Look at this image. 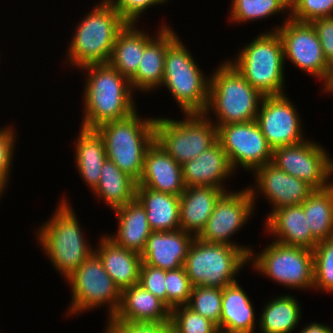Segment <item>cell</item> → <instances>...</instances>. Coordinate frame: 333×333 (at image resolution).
Here are the masks:
<instances>
[{
  "label": "cell",
  "instance_id": "cell-22",
  "mask_svg": "<svg viewBox=\"0 0 333 333\" xmlns=\"http://www.w3.org/2000/svg\"><path fill=\"white\" fill-rule=\"evenodd\" d=\"M156 38L146 45L136 74L129 80L131 88L144 92L154 90L162 85L164 60L167 48L178 38L167 25H162Z\"/></svg>",
  "mask_w": 333,
  "mask_h": 333
},
{
  "label": "cell",
  "instance_id": "cell-26",
  "mask_svg": "<svg viewBox=\"0 0 333 333\" xmlns=\"http://www.w3.org/2000/svg\"><path fill=\"white\" fill-rule=\"evenodd\" d=\"M113 211L117 214L119 226L116 235L106 236L116 245L141 254L153 232L147 220L146 210L135 199Z\"/></svg>",
  "mask_w": 333,
  "mask_h": 333
},
{
  "label": "cell",
  "instance_id": "cell-36",
  "mask_svg": "<svg viewBox=\"0 0 333 333\" xmlns=\"http://www.w3.org/2000/svg\"><path fill=\"white\" fill-rule=\"evenodd\" d=\"M312 251L314 289L333 293V237L318 242Z\"/></svg>",
  "mask_w": 333,
  "mask_h": 333
},
{
  "label": "cell",
  "instance_id": "cell-18",
  "mask_svg": "<svg viewBox=\"0 0 333 333\" xmlns=\"http://www.w3.org/2000/svg\"><path fill=\"white\" fill-rule=\"evenodd\" d=\"M137 187H147L176 196H180L185 189L182 166L156 141L145 153L143 172Z\"/></svg>",
  "mask_w": 333,
  "mask_h": 333
},
{
  "label": "cell",
  "instance_id": "cell-31",
  "mask_svg": "<svg viewBox=\"0 0 333 333\" xmlns=\"http://www.w3.org/2000/svg\"><path fill=\"white\" fill-rule=\"evenodd\" d=\"M137 181L108 158L105 160L99 183L92 191L113 210L135 200Z\"/></svg>",
  "mask_w": 333,
  "mask_h": 333
},
{
  "label": "cell",
  "instance_id": "cell-2",
  "mask_svg": "<svg viewBox=\"0 0 333 333\" xmlns=\"http://www.w3.org/2000/svg\"><path fill=\"white\" fill-rule=\"evenodd\" d=\"M213 73L204 114L215 113L214 125L256 120L264 96L226 60Z\"/></svg>",
  "mask_w": 333,
  "mask_h": 333
},
{
  "label": "cell",
  "instance_id": "cell-20",
  "mask_svg": "<svg viewBox=\"0 0 333 333\" xmlns=\"http://www.w3.org/2000/svg\"><path fill=\"white\" fill-rule=\"evenodd\" d=\"M181 166L185 187L210 186L226 190L222 181H226L224 179L229 178L234 172L218 140L195 159Z\"/></svg>",
  "mask_w": 333,
  "mask_h": 333
},
{
  "label": "cell",
  "instance_id": "cell-27",
  "mask_svg": "<svg viewBox=\"0 0 333 333\" xmlns=\"http://www.w3.org/2000/svg\"><path fill=\"white\" fill-rule=\"evenodd\" d=\"M135 199L146 210L152 231L179 230L180 196L162 193L147 187H137Z\"/></svg>",
  "mask_w": 333,
  "mask_h": 333
},
{
  "label": "cell",
  "instance_id": "cell-16",
  "mask_svg": "<svg viewBox=\"0 0 333 333\" xmlns=\"http://www.w3.org/2000/svg\"><path fill=\"white\" fill-rule=\"evenodd\" d=\"M286 95L264 96L256 118L273 150L301 143L305 139L297 108Z\"/></svg>",
  "mask_w": 333,
  "mask_h": 333
},
{
  "label": "cell",
  "instance_id": "cell-35",
  "mask_svg": "<svg viewBox=\"0 0 333 333\" xmlns=\"http://www.w3.org/2000/svg\"><path fill=\"white\" fill-rule=\"evenodd\" d=\"M221 304V288L194 286L187 306L204 318L211 320L220 329Z\"/></svg>",
  "mask_w": 333,
  "mask_h": 333
},
{
  "label": "cell",
  "instance_id": "cell-25",
  "mask_svg": "<svg viewBox=\"0 0 333 333\" xmlns=\"http://www.w3.org/2000/svg\"><path fill=\"white\" fill-rule=\"evenodd\" d=\"M94 253L115 285L122 291L139 282L141 254L116 245L108 236H101Z\"/></svg>",
  "mask_w": 333,
  "mask_h": 333
},
{
  "label": "cell",
  "instance_id": "cell-30",
  "mask_svg": "<svg viewBox=\"0 0 333 333\" xmlns=\"http://www.w3.org/2000/svg\"><path fill=\"white\" fill-rule=\"evenodd\" d=\"M75 146V163L83 181L93 191L107 159L104 140L95 129L81 128Z\"/></svg>",
  "mask_w": 333,
  "mask_h": 333
},
{
  "label": "cell",
  "instance_id": "cell-10",
  "mask_svg": "<svg viewBox=\"0 0 333 333\" xmlns=\"http://www.w3.org/2000/svg\"><path fill=\"white\" fill-rule=\"evenodd\" d=\"M250 261H253L256 271L284 287L314 288V258L313 251L309 248L286 245L273 240L259 254H255L252 249L249 263Z\"/></svg>",
  "mask_w": 333,
  "mask_h": 333
},
{
  "label": "cell",
  "instance_id": "cell-21",
  "mask_svg": "<svg viewBox=\"0 0 333 333\" xmlns=\"http://www.w3.org/2000/svg\"><path fill=\"white\" fill-rule=\"evenodd\" d=\"M170 308L140 284L121 291L118 311L109 322L170 323Z\"/></svg>",
  "mask_w": 333,
  "mask_h": 333
},
{
  "label": "cell",
  "instance_id": "cell-40",
  "mask_svg": "<svg viewBox=\"0 0 333 333\" xmlns=\"http://www.w3.org/2000/svg\"><path fill=\"white\" fill-rule=\"evenodd\" d=\"M164 283L165 270L151 265H146L142 262L138 284L167 305V293Z\"/></svg>",
  "mask_w": 333,
  "mask_h": 333
},
{
  "label": "cell",
  "instance_id": "cell-15",
  "mask_svg": "<svg viewBox=\"0 0 333 333\" xmlns=\"http://www.w3.org/2000/svg\"><path fill=\"white\" fill-rule=\"evenodd\" d=\"M285 20L278 28L272 29L281 37L284 58H289L293 65L302 71L324 81L329 64L315 28L309 22L291 19L290 14Z\"/></svg>",
  "mask_w": 333,
  "mask_h": 333
},
{
  "label": "cell",
  "instance_id": "cell-46",
  "mask_svg": "<svg viewBox=\"0 0 333 333\" xmlns=\"http://www.w3.org/2000/svg\"><path fill=\"white\" fill-rule=\"evenodd\" d=\"M323 82L325 84H333V61L331 63H329L328 73Z\"/></svg>",
  "mask_w": 333,
  "mask_h": 333
},
{
  "label": "cell",
  "instance_id": "cell-3",
  "mask_svg": "<svg viewBox=\"0 0 333 333\" xmlns=\"http://www.w3.org/2000/svg\"><path fill=\"white\" fill-rule=\"evenodd\" d=\"M68 200L62 199L55 213L37 232L41 248L52 266L66 279L94 253Z\"/></svg>",
  "mask_w": 333,
  "mask_h": 333
},
{
  "label": "cell",
  "instance_id": "cell-28",
  "mask_svg": "<svg viewBox=\"0 0 333 333\" xmlns=\"http://www.w3.org/2000/svg\"><path fill=\"white\" fill-rule=\"evenodd\" d=\"M254 313L251 300L237 282L222 288L221 330L254 333L256 328Z\"/></svg>",
  "mask_w": 333,
  "mask_h": 333
},
{
  "label": "cell",
  "instance_id": "cell-44",
  "mask_svg": "<svg viewBox=\"0 0 333 333\" xmlns=\"http://www.w3.org/2000/svg\"><path fill=\"white\" fill-rule=\"evenodd\" d=\"M105 333H160L170 323L155 322H107Z\"/></svg>",
  "mask_w": 333,
  "mask_h": 333
},
{
  "label": "cell",
  "instance_id": "cell-43",
  "mask_svg": "<svg viewBox=\"0 0 333 333\" xmlns=\"http://www.w3.org/2000/svg\"><path fill=\"white\" fill-rule=\"evenodd\" d=\"M321 43L326 61H333V16L318 18L311 22Z\"/></svg>",
  "mask_w": 333,
  "mask_h": 333
},
{
  "label": "cell",
  "instance_id": "cell-42",
  "mask_svg": "<svg viewBox=\"0 0 333 333\" xmlns=\"http://www.w3.org/2000/svg\"><path fill=\"white\" fill-rule=\"evenodd\" d=\"M0 177H3L8 182L10 176L11 163L13 161V150H15V132L11 126L9 128H0Z\"/></svg>",
  "mask_w": 333,
  "mask_h": 333
},
{
  "label": "cell",
  "instance_id": "cell-7",
  "mask_svg": "<svg viewBox=\"0 0 333 333\" xmlns=\"http://www.w3.org/2000/svg\"><path fill=\"white\" fill-rule=\"evenodd\" d=\"M248 261L249 255L241 247L208 243L195 237L183 267L192 287L222 289L237 282L235 275Z\"/></svg>",
  "mask_w": 333,
  "mask_h": 333
},
{
  "label": "cell",
  "instance_id": "cell-8",
  "mask_svg": "<svg viewBox=\"0 0 333 333\" xmlns=\"http://www.w3.org/2000/svg\"><path fill=\"white\" fill-rule=\"evenodd\" d=\"M200 70L178 37L165 54L162 86L171 92L184 114L206 110L210 79Z\"/></svg>",
  "mask_w": 333,
  "mask_h": 333
},
{
  "label": "cell",
  "instance_id": "cell-12",
  "mask_svg": "<svg viewBox=\"0 0 333 333\" xmlns=\"http://www.w3.org/2000/svg\"><path fill=\"white\" fill-rule=\"evenodd\" d=\"M256 193L252 186L239 192H225L216 203L205 228L197 238L208 243L241 247L249 255L252 250L250 247L239 246L229 239L250 218L255 209Z\"/></svg>",
  "mask_w": 333,
  "mask_h": 333
},
{
  "label": "cell",
  "instance_id": "cell-49",
  "mask_svg": "<svg viewBox=\"0 0 333 333\" xmlns=\"http://www.w3.org/2000/svg\"><path fill=\"white\" fill-rule=\"evenodd\" d=\"M324 86H325V87L323 88V89H324V92H327V93H328V92H329V93L332 92V93H333V84H324Z\"/></svg>",
  "mask_w": 333,
  "mask_h": 333
},
{
  "label": "cell",
  "instance_id": "cell-41",
  "mask_svg": "<svg viewBox=\"0 0 333 333\" xmlns=\"http://www.w3.org/2000/svg\"><path fill=\"white\" fill-rule=\"evenodd\" d=\"M127 23H135L146 9L153 5L167 3L168 0H107Z\"/></svg>",
  "mask_w": 333,
  "mask_h": 333
},
{
  "label": "cell",
  "instance_id": "cell-34",
  "mask_svg": "<svg viewBox=\"0 0 333 333\" xmlns=\"http://www.w3.org/2000/svg\"><path fill=\"white\" fill-rule=\"evenodd\" d=\"M229 22H248L290 11V0H233ZM279 12V13H278Z\"/></svg>",
  "mask_w": 333,
  "mask_h": 333
},
{
  "label": "cell",
  "instance_id": "cell-38",
  "mask_svg": "<svg viewBox=\"0 0 333 333\" xmlns=\"http://www.w3.org/2000/svg\"><path fill=\"white\" fill-rule=\"evenodd\" d=\"M165 289L167 293V306L170 310L174 307L189 303L192 285L184 267L176 270L165 271Z\"/></svg>",
  "mask_w": 333,
  "mask_h": 333
},
{
  "label": "cell",
  "instance_id": "cell-6",
  "mask_svg": "<svg viewBox=\"0 0 333 333\" xmlns=\"http://www.w3.org/2000/svg\"><path fill=\"white\" fill-rule=\"evenodd\" d=\"M281 37L277 31L265 32L228 61L263 96L285 94L283 88L286 62Z\"/></svg>",
  "mask_w": 333,
  "mask_h": 333
},
{
  "label": "cell",
  "instance_id": "cell-24",
  "mask_svg": "<svg viewBox=\"0 0 333 333\" xmlns=\"http://www.w3.org/2000/svg\"><path fill=\"white\" fill-rule=\"evenodd\" d=\"M225 192L210 186L185 187L180 195L179 229L197 237Z\"/></svg>",
  "mask_w": 333,
  "mask_h": 333
},
{
  "label": "cell",
  "instance_id": "cell-32",
  "mask_svg": "<svg viewBox=\"0 0 333 333\" xmlns=\"http://www.w3.org/2000/svg\"><path fill=\"white\" fill-rule=\"evenodd\" d=\"M312 237L323 241L333 237V183L323 189H315L301 204Z\"/></svg>",
  "mask_w": 333,
  "mask_h": 333
},
{
  "label": "cell",
  "instance_id": "cell-37",
  "mask_svg": "<svg viewBox=\"0 0 333 333\" xmlns=\"http://www.w3.org/2000/svg\"><path fill=\"white\" fill-rule=\"evenodd\" d=\"M170 325L177 333H216L218 331L215 323L194 312L187 305L171 309Z\"/></svg>",
  "mask_w": 333,
  "mask_h": 333
},
{
  "label": "cell",
  "instance_id": "cell-19",
  "mask_svg": "<svg viewBox=\"0 0 333 333\" xmlns=\"http://www.w3.org/2000/svg\"><path fill=\"white\" fill-rule=\"evenodd\" d=\"M194 239V235L180 229L171 232L153 231L141 253L142 262L165 271L179 269L183 267Z\"/></svg>",
  "mask_w": 333,
  "mask_h": 333
},
{
  "label": "cell",
  "instance_id": "cell-39",
  "mask_svg": "<svg viewBox=\"0 0 333 333\" xmlns=\"http://www.w3.org/2000/svg\"><path fill=\"white\" fill-rule=\"evenodd\" d=\"M290 18L309 22L333 16V0H290Z\"/></svg>",
  "mask_w": 333,
  "mask_h": 333
},
{
  "label": "cell",
  "instance_id": "cell-17",
  "mask_svg": "<svg viewBox=\"0 0 333 333\" xmlns=\"http://www.w3.org/2000/svg\"><path fill=\"white\" fill-rule=\"evenodd\" d=\"M258 192L271 202L272 211L283 206L301 205L315 190L307 182L267 163L254 171Z\"/></svg>",
  "mask_w": 333,
  "mask_h": 333
},
{
  "label": "cell",
  "instance_id": "cell-5",
  "mask_svg": "<svg viewBox=\"0 0 333 333\" xmlns=\"http://www.w3.org/2000/svg\"><path fill=\"white\" fill-rule=\"evenodd\" d=\"M70 46L68 61L78 68L108 63L118 33L127 22L103 0L78 23Z\"/></svg>",
  "mask_w": 333,
  "mask_h": 333
},
{
  "label": "cell",
  "instance_id": "cell-1",
  "mask_svg": "<svg viewBox=\"0 0 333 333\" xmlns=\"http://www.w3.org/2000/svg\"><path fill=\"white\" fill-rule=\"evenodd\" d=\"M82 69L88 74L81 128L96 129L101 124L126 118L137 110L129 80L108 63L90 64Z\"/></svg>",
  "mask_w": 333,
  "mask_h": 333
},
{
  "label": "cell",
  "instance_id": "cell-33",
  "mask_svg": "<svg viewBox=\"0 0 333 333\" xmlns=\"http://www.w3.org/2000/svg\"><path fill=\"white\" fill-rule=\"evenodd\" d=\"M259 319L261 333H291L300 321L299 302L292 295H282L265 305Z\"/></svg>",
  "mask_w": 333,
  "mask_h": 333
},
{
  "label": "cell",
  "instance_id": "cell-9",
  "mask_svg": "<svg viewBox=\"0 0 333 333\" xmlns=\"http://www.w3.org/2000/svg\"><path fill=\"white\" fill-rule=\"evenodd\" d=\"M185 119L158 117L155 141L180 165L195 159L217 141V127L204 113H185Z\"/></svg>",
  "mask_w": 333,
  "mask_h": 333
},
{
  "label": "cell",
  "instance_id": "cell-11",
  "mask_svg": "<svg viewBox=\"0 0 333 333\" xmlns=\"http://www.w3.org/2000/svg\"><path fill=\"white\" fill-rule=\"evenodd\" d=\"M65 280L68 281L73 293L68 315L80 314L79 312L90 311V308L107 304L108 319L111 320L118 311L121 290L115 285L95 253Z\"/></svg>",
  "mask_w": 333,
  "mask_h": 333
},
{
  "label": "cell",
  "instance_id": "cell-47",
  "mask_svg": "<svg viewBox=\"0 0 333 333\" xmlns=\"http://www.w3.org/2000/svg\"><path fill=\"white\" fill-rule=\"evenodd\" d=\"M7 186V181L3 178V177H0V200H1V196H2V193H4V189L6 190V187Z\"/></svg>",
  "mask_w": 333,
  "mask_h": 333
},
{
  "label": "cell",
  "instance_id": "cell-4",
  "mask_svg": "<svg viewBox=\"0 0 333 333\" xmlns=\"http://www.w3.org/2000/svg\"><path fill=\"white\" fill-rule=\"evenodd\" d=\"M155 120L141 119L136 110L95 129L104 140L107 158L137 182L142 176L145 153L155 141Z\"/></svg>",
  "mask_w": 333,
  "mask_h": 333
},
{
  "label": "cell",
  "instance_id": "cell-29",
  "mask_svg": "<svg viewBox=\"0 0 333 333\" xmlns=\"http://www.w3.org/2000/svg\"><path fill=\"white\" fill-rule=\"evenodd\" d=\"M127 23L118 33L108 64L130 80L137 72L147 43L153 38Z\"/></svg>",
  "mask_w": 333,
  "mask_h": 333
},
{
  "label": "cell",
  "instance_id": "cell-45",
  "mask_svg": "<svg viewBox=\"0 0 333 333\" xmlns=\"http://www.w3.org/2000/svg\"><path fill=\"white\" fill-rule=\"evenodd\" d=\"M300 333H333V327L311 322L309 325H305Z\"/></svg>",
  "mask_w": 333,
  "mask_h": 333
},
{
  "label": "cell",
  "instance_id": "cell-13",
  "mask_svg": "<svg viewBox=\"0 0 333 333\" xmlns=\"http://www.w3.org/2000/svg\"><path fill=\"white\" fill-rule=\"evenodd\" d=\"M217 140L226 152L234 171L237 166H241L254 172L272 161L273 149L256 120L219 125Z\"/></svg>",
  "mask_w": 333,
  "mask_h": 333
},
{
  "label": "cell",
  "instance_id": "cell-48",
  "mask_svg": "<svg viewBox=\"0 0 333 333\" xmlns=\"http://www.w3.org/2000/svg\"><path fill=\"white\" fill-rule=\"evenodd\" d=\"M160 333H177V331L168 324Z\"/></svg>",
  "mask_w": 333,
  "mask_h": 333
},
{
  "label": "cell",
  "instance_id": "cell-50",
  "mask_svg": "<svg viewBox=\"0 0 333 333\" xmlns=\"http://www.w3.org/2000/svg\"><path fill=\"white\" fill-rule=\"evenodd\" d=\"M216 333H236V332H228V331L218 329V331Z\"/></svg>",
  "mask_w": 333,
  "mask_h": 333
},
{
  "label": "cell",
  "instance_id": "cell-14",
  "mask_svg": "<svg viewBox=\"0 0 333 333\" xmlns=\"http://www.w3.org/2000/svg\"><path fill=\"white\" fill-rule=\"evenodd\" d=\"M325 150L305 139L295 145L274 149L271 163L314 189H323L332 184L329 180L333 175V160Z\"/></svg>",
  "mask_w": 333,
  "mask_h": 333
},
{
  "label": "cell",
  "instance_id": "cell-23",
  "mask_svg": "<svg viewBox=\"0 0 333 333\" xmlns=\"http://www.w3.org/2000/svg\"><path fill=\"white\" fill-rule=\"evenodd\" d=\"M270 213L266 217L265 227L271 236H277L274 242L311 250L315 248L318 242L312 237L301 205L283 206Z\"/></svg>",
  "mask_w": 333,
  "mask_h": 333
}]
</instances>
